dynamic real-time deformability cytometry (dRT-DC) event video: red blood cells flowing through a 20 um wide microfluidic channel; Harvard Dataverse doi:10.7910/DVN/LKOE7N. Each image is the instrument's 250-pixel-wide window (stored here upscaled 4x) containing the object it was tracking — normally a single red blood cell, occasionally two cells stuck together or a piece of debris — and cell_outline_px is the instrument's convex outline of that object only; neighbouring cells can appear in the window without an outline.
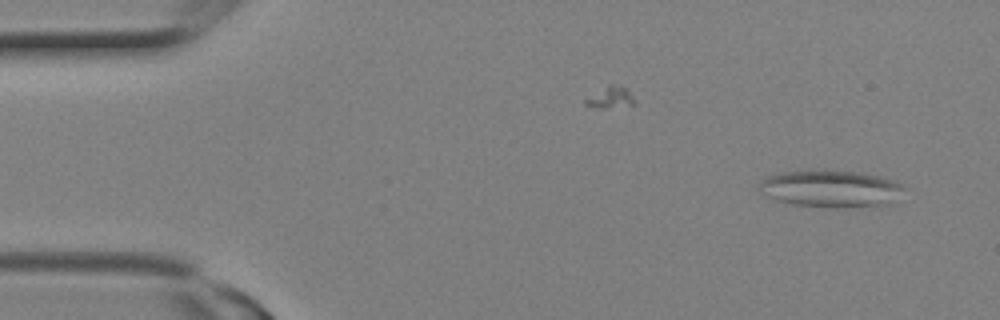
{"species": "Egyptian fruit bat (a non-hibernating species)", "species_latin": "Rousettus aegyptiacus", "temperature_condition": "room temperature", "stored_images_in_passage": 8, "camera_frame_rate_fps": 3000, "um_per_image_px": 0.085, "animal": {"sex": "female"}, "frame": {"image": 1, "passage_image": 1, "time_ms": 0.0, "image_size_px": [1000, 320], "cell_outline_px": [[908, 188], [896, 204], [844, 208], [824, 208], [792, 204], [776, 200], [760, 192], [756, 188], [768, 176], [780, 172], [824, 168], [860, 172], [880, 176], [896, 180], [904, 184]], "centroid_in_image_um": [70.73, 16.03], "position_along_channel_um": 14.3, "area_um2": 32.83}}